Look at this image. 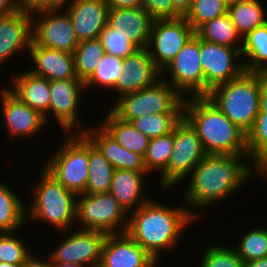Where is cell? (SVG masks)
<instances>
[{
    "mask_svg": "<svg viewBox=\"0 0 267 267\" xmlns=\"http://www.w3.org/2000/svg\"><path fill=\"white\" fill-rule=\"evenodd\" d=\"M189 177L182 202L198 222L200 211L224 203L253 176L248 155L207 154Z\"/></svg>",
    "mask_w": 267,
    "mask_h": 267,
    "instance_id": "obj_1",
    "label": "cell"
},
{
    "mask_svg": "<svg viewBox=\"0 0 267 267\" xmlns=\"http://www.w3.org/2000/svg\"><path fill=\"white\" fill-rule=\"evenodd\" d=\"M153 199L129 213L126 233L160 261L161 253L174 249L183 231L198 222L184 203L178 207Z\"/></svg>",
    "mask_w": 267,
    "mask_h": 267,
    "instance_id": "obj_2",
    "label": "cell"
},
{
    "mask_svg": "<svg viewBox=\"0 0 267 267\" xmlns=\"http://www.w3.org/2000/svg\"><path fill=\"white\" fill-rule=\"evenodd\" d=\"M183 117L196 131L206 154L247 155V135L207 96L184 98Z\"/></svg>",
    "mask_w": 267,
    "mask_h": 267,
    "instance_id": "obj_3",
    "label": "cell"
},
{
    "mask_svg": "<svg viewBox=\"0 0 267 267\" xmlns=\"http://www.w3.org/2000/svg\"><path fill=\"white\" fill-rule=\"evenodd\" d=\"M35 184L34 197L26 207L27 222L52 225L59 232L76 225L77 195L62 186L44 167ZM29 218V219H28ZM38 221V222H36ZM75 222V223H74Z\"/></svg>",
    "mask_w": 267,
    "mask_h": 267,
    "instance_id": "obj_4",
    "label": "cell"
},
{
    "mask_svg": "<svg viewBox=\"0 0 267 267\" xmlns=\"http://www.w3.org/2000/svg\"><path fill=\"white\" fill-rule=\"evenodd\" d=\"M207 97L247 135L260 111V75L245 71L238 78L214 87Z\"/></svg>",
    "mask_w": 267,
    "mask_h": 267,
    "instance_id": "obj_5",
    "label": "cell"
},
{
    "mask_svg": "<svg viewBox=\"0 0 267 267\" xmlns=\"http://www.w3.org/2000/svg\"><path fill=\"white\" fill-rule=\"evenodd\" d=\"M66 135L62 145H58L42 166L62 186L78 195L85 192L88 180L89 138L84 133Z\"/></svg>",
    "mask_w": 267,
    "mask_h": 267,
    "instance_id": "obj_6",
    "label": "cell"
},
{
    "mask_svg": "<svg viewBox=\"0 0 267 267\" xmlns=\"http://www.w3.org/2000/svg\"><path fill=\"white\" fill-rule=\"evenodd\" d=\"M184 97L164 78L140 91L119 97L110 110L120 119L131 122L148 114L183 113Z\"/></svg>",
    "mask_w": 267,
    "mask_h": 267,
    "instance_id": "obj_7",
    "label": "cell"
},
{
    "mask_svg": "<svg viewBox=\"0 0 267 267\" xmlns=\"http://www.w3.org/2000/svg\"><path fill=\"white\" fill-rule=\"evenodd\" d=\"M173 142L174 147L167 167L160 173L158 185L164 190H172V187L189 178L207 155L196 131L183 116L173 128Z\"/></svg>",
    "mask_w": 267,
    "mask_h": 267,
    "instance_id": "obj_8",
    "label": "cell"
},
{
    "mask_svg": "<svg viewBox=\"0 0 267 267\" xmlns=\"http://www.w3.org/2000/svg\"><path fill=\"white\" fill-rule=\"evenodd\" d=\"M129 214L109 193L78 194L76 197V222L78 229L98 230L106 234L125 233Z\"/></svg>",
    "mask_w": 267,
    "mask_h": 267,
    "instance_id": "obj_9",
    "label": "cell"
},
{
    "mask_svg": "<svg viewBox=\"0 0 267 267\" xmlns=\"http://www.w3.org/2000/svg\"><path fill=\"white\" fill-rule=\"evenodd\" d=\"M164 77H166L164 80L170 83L184 98L186 96L187 98L204 96V74L200 64V38L196 34L187 41L161 72V78Z\"/></svg>",
    "mask_w": 267,
    "mask_h": 267,
    "instance_id": "obj_10",
    "label": "cell"
},
{
    "mask_svg": "<svg viewBox=\"0 0 267 267\" xmlns=\"http://www.w3.org/2000/svg\"><path fill=\"white\" fill-rule=\"evenodd\" d=\"M241 48L227 47L200 39V64L204 74V96L216 86L245 72Z\"/></svg>",
    "mask_w": 267,
    "mask_h": 267,
    "instance_id": "obj_11",
    "label": "cell"
},
{
    "mask_svg": "<svg viewBox=\"0 0 267 267\" xmlns=\"http://www.w3.org/2000/svg\"><path fill=\"white\" fill-rule=\"evenodd\" d=\"M194 34L184 16L154 20L147 50L155 67L162 72Z\"/></svg>",
    "mask_w": 267,
    "mask_h": 267,
    "instance_id": "obj_12",
    "label": "cell"
},
{
    "mask_svg": "<svg viewBox=\"0 0 267 267\" xmlns=\"http://www.w3.org/2000/svg\"><path fill=\"white\" fill-rule=\"evenodd\" d=\"M85 90V84L80 79L50 81L49 121L54 116L64 133H83L88 127L81 122L83 119L78 114L80 96Z\"/></svg>",
    "mask_w": 267,
    "mask_h": 267,
    "instance_id": "obj_13",
    "label": "cell"
},
{
    "mask_svg": "<svg viewBox=\"0 0 267 267\" xmlns=\"http://www.w3.org/2000/svg\"><path fill=\"white\" fill-rule=\"evenodd\" d=\"M63 8L31 15L32 41L39 46L74 53L79 41L70 16Z\"/></svg>",
    "mask_w": 267,
    "mask_h": 267,
    "instance_id": "obj_14",
    "label": "cell"
},
{
    "mask_svg": "<svg viewBox=\"0 0 267 267\" xmlns=\"http://www.w3.org/2000/svg\"><path fill=\"white\" fill-rule=\"evenodd\" d=\"M77 230V231H76ZM75 232L61 231L64 238L49 253V259L57 263H76L82 266L100 263L102 248L107 234L98 230L76 229ZM68 232V233H66ZM68 234L67 237H65ZM65 239V240H64Z\"/></svg>",
    "mask_w": 267,
    "mask_h": 267,
    "instance_id": "obj_15",
    "label": "cell"
},
{
    "mask_svg": "<svg viewBox=\"0 0 267 267\" xmlns=\"http://www.w3.org/2000/svg\"><path fill=\"white\" fill-rule=\"evenodd\" d=\"M161 78V72L155 67L147 48L136 50L123 59L122 74L112 89L117 98L140 91L153 85Z\"/></svg>",
    "mask_w": 267,
    "mask_h": 267,
    "instance_id": "obj_16",
    "label": "cell"
},
{
    "mask_svg": "<svg viewBox=\"0 0 267 267\" xmlns=\"http://www.w3.org/2000/svg\"><path fill=\"white\" fill-rule=\"evenodd\" d=\"M1 114L4 117V123L7 132L13 138H29L39 133L46 127L47 122L44 116L37 110L32 109L27 104L21 102L13 95L7 87L0 90Z\"/></svg>",
    "mask_w": 267,
    "mask_h": 267,
    "instance_id": "obj_17",
    "label": "cell"
},
{
    "mask_svg": "<svg viewBox=\"0 0 267 267\" xmlns=\"http://www.w3.org/2000/svg\"><path fill=\"white\" fill-rule=\"evenodd\" d=\"M32 42V18L21 10L0 16V72L10 57L29 54ZM22 51V52H21Z\"/></svg>",
    "mask_w": 267,
    "mask_h": 267,
    "instance_id": "obj_18",
    "label": "cell"
},
{
    "mask_svg": "<svg viewBox=\"0 0 267 267\" xmlns=\"http://www.w3.org/2000/svg\"><path fill=\"white\" fill-rule=\"evenodd\" d=\"M64 8L79 42L99 38L107 24L109 9L103 0H69L64 2Z\"/></svg>",
    "mask_w": 267,
    "mask_h": 267,
    "instance_id": "obj_19",
    "label": "cell"
},
{
    "mask_svg": "<svg viewBox=\"0 0 267 267\" xmlns=\"http://www.w3.org/2000/svg\"><path fill=\"white\" fill-rule=\"evenodd\" d=\"M156 260L126 232L107 234L101 254L102 267H149Z\"/></svg>",
    "mask_w": 267,
    "mask_h": 267,
    "instance_id": "obj_20",
    "label": "cell"
},
{
    "mask_svg": "<svg viewBox=\"0 0 267 267\" xmlns=\"http://www.w3.org/2000/svg\"><path fill=\"white\" fill-rule=\"evenodd\" d=\"M154 19L142 7L109 8L107 24L116 33L129 37L138 48H147Z\"/></svg>",
    "mask_w": 267,
    "mask_h": 267,
    "instance_id": "obj_21",
    "label": "cell"
},
{
    "mask_svg": "<svg viewBox=\"0 0 267 267\" xmlns=\"http://www.w3.org/2000/svg\"><path fill=\"white\" fill-rule=\"evenodd\" d=\"M27 55L34 63L28 70L35 75L42 76L49 81L79 79L75 72L73 53L39 46L32 41Z\"/></svg>",
    "mask_w": 267,
    "mask_h": 267,
    "instance_id": "obj_22",
    "label": "cell"
},
{
    "mask_svg": "<svg viewBox=\"0 0 267 267\" xmlns=\"http://www.w3.org/2000/svg\"><path fill=\"white\" fill-rule=\"evenodd\" d=\"M96 126H91L92 128L87 127L83 133L104 155L115 170L122 169L150 174L146 169L144 156L123 148L100 124Z\"/></svg>",
    "mask_w": 267,
    "mask_h": 267,
    "instance_id": "obj_23",
    "label": "cell"
},
{
    "mask_svg": "<svg viewBox=\"0 0 267 267\" xmlns=\"http://www.w3.org/2000/svg\"><path fill=\"white\" fill-rule=\"evenodd\" d=\"M11 78L12 88L8 86L7 89L21 102L39 111L44 116L45 121L48 122L50 81L33 74L29 70L14 74Z\"/></svg>",
    "mask_w": 267,
    "mask_h": 267,
    "instance_id": "obj_24",
    "label": "cell"
},
{
    "mask_svg": "<svg viewBox=\"0 0 267 267\" xmlns=\"http://www.w3.org/2000/svg\"><path fill=\"white\" fill-rule=\"evenodd\" d=\"M147 175L129 170H114L108 192L128 214L132 210H137L152 198L146 194L144 195L145 178H147Z\"/></svg>",
    "mask_w": 267,
    "mask_h": 267,
    "instance_id": "obj_25",
    "label": "cell"
},
{
    "mask_svg": "<svg viewBox=\"0 0 267 267\" xmlns=\"http://www.w3.org/2000/svg\"><path fill=\"white\" fill-rule=\"evenodd\" d=\"M107 111L99 124L123 148L145 156L150 138L136 129L131 122L118 118L111 110Z\"/></svg>",
    "mask_w": 267,
    "mask_h": 267,
    "instance_id": "obj_26",
    "label": "cell"
},
{
    "mask_svg": "<svg viewBox=\"0 0 267 267\" xmlns=\"http://www.w3.org/2000/svg\"><path fill=\"white\" fill-rule=\"evenodd\" d=\"M0 179V232L18 231L27 223L26 207L20 195Z\"/></svg>",
    "mask_w": 267,
    "mask_h": 267,
    "instance_id": "obj_27",
    "label": "cell"
},
{
    "mask_svg": "<svg viewBox=\"0 0 267 267\" xmlns=\"http://www.w3.org/2000/svg\"><path fill=\"white\" fill-rule=\"evenodd\" d=\"M263 6L260 0H240L228 5L227 14L241 37L267 22Z\"/></svg>",
    "mask_w": 267,
    "mask_h": 267,
    "instance_id": "obj_28",
    "label": "cell"
},
{
    "mask_svg": "<svg viewBox=\"0 0 267 267\" xmlns=\"http://www.w3.org/2000/svg\"><path fill=\"white\" fill-rule=\"evenodd\" d=\"M242 39L241 56L245 71L259 73L267 65V22Z\"/></svg>",
    "mask_w": 267,
    "mask_h": 267,
    "instance_id": "obj_29",
    "label": "cell"
},
{
    "mask_svg": "<svg viewBox=\"0 0 267 267\" xmlns=\"http://www.w3.org/2000/svg\"><path fill=\"white\" fill-rule=\"evenodd\" d=\"M114 170L109 161L89 140V173L84 193L99 194L108 192Z\"/></svg>",
    "mask_w": 267,
    "mask_h": 267,
    "instance_id": "obj_30",
    "label": "cell"
},
{
    "mask_svg": "<svg viewBox=\"0 0 267 267\" xmlns=\"http://www.w3.org/2000/svg\"><path fill=\"white\" fill-rule=\"evenodd\" d=\"M195 34L203 41L227 47L241 48V35L237 32L228 14L214 18L203 24ZM238 42V45H237Z\"/></svg>",
    "mask_w": 267,
    "mask_h": 267,
    "instance_id": "obj_31",
    "label": "cell"
},
{
    "mask_svg": "<svg viewBox=\"0 0 267 267\" xmlns=\"http://www.w3.org/2000/svg\"><path fill=\"white\" fill-rule=\"evenodd\" d=\"M73 55L76 75L85 82L101 62L105 50L99 39H91L79 42Z\"/></svg>",
    "mask_w": 267,
    "mask_h": 267,
    "instance_id": "obj_32",
    "label": "cell"
},
{
    "mask_svg": "<svg viewBox=\"0 0 267 267\" xmlns=\"http://www.w3.org/2000/svg\"><path fill=\"white\" fill-rule=\"evenodd\" d=\"M182 116L183 113L148 114L133 119L131 123L141 133L152 139L171 133Z\"/></svg>",
    "mask_w": 267,
    "mask_h": 267,
    "instance_id": "obj_33",
    "label": "cell"
},
{
    "mask_svg": "<svg viewBox=\"0 0 267 267\" xmlns=\"http://www.w3.org/2000/svg\"><path fill=\"white\" fill-rule=\"evenodd\" d=\"M122 64V58L105 54L93 74L84 82L86 91L93 87L95 89L97 85L112 90L122 74Z\"/></svg>",
    "mask_w": 267,
    "mask_h": 267,
    "instance_id": "obj_34",
    "label": "cell"
},
{
    "mask_svg": "<svg viewBox=\"0 0 267 267\" xmlns=\"http://www.w3.org/2000/svg\"><path fill=\"white\" fill-rule=\"evenodd\" d=\"M173 147V130L167 135L150 139L144 156V163L150 174L156 171L160 174L167 167Z\"/></svg>",
    "mask_w": 267,
    "mask_h": 267,
    "instance_id": "obj_35",
    "label": "cell"
},
{
    "mask_svg": "<svg viewBox=\"0 0 267 267\" xmlns=\"http://www.w3.org/2000/svg\"><path fill=\"white\" fill-rule=\"evenodd\" d=\"M228 5L224 0H193L184 18L196 32L203 24L227 14Z\"/></svg>",
    "mask_w": 267,
    "mask_h": 267,
    "instance_id": "obj_36",
    "label": "cell"
},
{
    "mask_svg": "<svg viewBox=\"0 0 267 267\" xmlns=\"http://www.w3.org/2000/svg\"><path fill=\"white\" fill-rule=\"evenodd\" d=\"M243 234L234 248L243 262L267 257V228L257 226Z\"/></svg>",
    "mask_w": 267,
    "mask_h": 267,
    "instance_id": "obj_37",
    "label": "cell"
},
{
    "mask_svg": "<svg viewBox=\"0 0 267 267\" xmlns=\"http://www.w3.org/2000/svg\"><path fill=\"white\" fill-rule=\"evenodd\" d=\"M15 233L17 231L0 232V262L22 265L32 253Z\"/></svg>",
    "mask_w": 267,
    "mask_h": 267,
    "instance_id": "obj_38",
    "label": "cell"
},
{
    "mask_svg": "<svg viewBox=\"0 0 267 267\" xmlns=\"http://www.w3.org/2000/svg\"><path fill=\"white\" fill-rule=\"evenodd\" d=\"M226 245H208L202 255L199 267H243V260L234 248Z\"/></svg>",
    "mask_w": 267,
    "mask_h": 267,
    "instance_id": "obj_39",
    "label": "cell"
},
{
    "mask_svg": "<svg viewBox=\"0 0 267 267\" xmlns=\"http://www.w3.org/2000/svg\"><path fill=\"white\" fill-rule=\"evenodd\" d=\"M105 50V54L125 59L133 54L138 48L129 40V37L116 33L106 24L98 38Z\"/></svg>",
    "mask_w": 267,
    "mask_h": 267,
    "instance_id": "obj_40",
    "label": "cell"
},
{
    "mask_svg": "<svg viewBox=\"0 0 267 267\" xmlns=\"http://www.w3.org/2000/svg\"><path fill=\"white\" fill-rule=\"evenodd\" d=\"M264 152H267V114H258L247 134V155L251 164Z\"/></svg>",
    "mask_w": 267,
    "mask_h": 267,
    "instance_id": "obj_41",
    "label": "cell"
},
{
    "mask_svg": "<svg viewBox=\"0 0 267 267\" xmlns=\"http://www.w3.org/2000/svg\"><path fill=\"white\" fill-rule=\"evenodd\" d=\"M142 7L154 20L181 17L174 9L172 0H142Z\"/></svg>",
    "mask_w": 267,
    "mask_h": 267,
    "instance_id": "obj_42",
    "label": "cell"
},
{
    "mask_svg": "<svg viewBox=\"0 0 267 267\" xmlns=\"http://www.w3.org/2000/svg\"><path fill=\"white\" fill-rule=\"evenodd\" d=\"M17 2L18 10L29 15L44 11L58 10L64 6L62 0H17Z\"/></svg>",
    "mask_w": 267,
    "mask_h": 267,
    "instance_id": "obj_43",
    "label": "cell"
},
{
    "mask_svg": "<svg viewBox=\"0 0 267 267\" xmlns=\"http://www.w3.org/2000/svg\"><path fill=\"white\" fill-rule=\"evenodd\" d=\"M252 175L267 179V152L262 153L252 164ZM255 173V174H254ZM257 173V174H256Z\"/></svg>",
    "mask_w": 267,
    "mask_h": 267,
    "instance_id": "obj_44",
    "label": "cell"
},
{
    "mask_svg": "<svg viewBox=\"0 0 267 267\" xmlns=\"http://www.w3.org/2000/svg\"><path fill=\"white\" fill-rule=\"evenodd\" d=\"M108 8L140 7L142 0H103Z\"/></svg>",
    "mask_w": 267,
    "mask_h": 267,
    "instance_id": "obj_45",
    "label": "cell"
},
{
    "mask_svg": "<svg viewBox=\"0 0 267 267\" xmlns=\"http://www.w3.org/2000/svg\"><path fill=\"white\" fill-rule=\"evenodd\" d=\"M267 114V78L260 76V111Z\"/></svg>",
    "mask_w": 267,
    "mask_h": 267,
    "instance_id": "obj_46",
    "label": "cell"
},
{
    "mask_svg": "<svg viewBox=\"0 0 267 267\" xmlns=\"http://www.w3.org/2000/svg\"><path fill=\"white\" fill-rule=\"evenodd\" d=\"M47 259H40L36 257L34 253L21 265V267H50V259L46 255Z\"/></svg>",
    "mask_w": 267,
    "mask_h": 267,
    "instance_id": "obj_47",
    "label": "cell"
},
{
    "mask_svg": "<svg viewBox=\"0 0 267 267\" xmlns=\"http://www.w3.org/2000/svg\"><path fill=\"white\" fill-rule=\"evenodd\" d=\"M18 10L17 0H0V16L13 13Z\"/></svg>",
    "mask_w": 267,
    "mask_h": 267,
    "instance_id": "obj_48",
    "label": "cell"
},
{
    "mask_svg": "<svg viewBox=\"0 0 267 267\" xmlns=\"http://www.w3.org/2000/svg\"><path fill=\"white\" fill-rule=\"evenodd\" d=\"M193 0H172V4L174 9L181 15L185 16V14L191 8Z\"/></svg>",
    "mask_w": 267,
    "mask_h": 267,
    "instance_id": "obj_49",
    "label": "cell"
},
{
    "mask_svg": "<svg viewBox=\"0 0 267 267\" xmlns=\"http://www.w3.org/2000/svg\"><path fill=\"white\" fill-rule=\"evenodd\" d=\"M243 267H267V257L244 262Z\"/></svg>",
    "mask_w": 267,
    "mask_h": 267,
    "instance_id": "obj_50",
    "label": "cell"
},
{
    "mask_svg": "<svg viewBox=\"0 0 267 267\" xmlns=\"http://www.w3.org/2000/svg\"><path fill=\"white\" fill-rule=\"evenodd\" d=\"M50 267H84L76 263H57L50 260Z\"/></svg>",
    "mask_w": 267,
    "mask_h": 267,
    "instance_id": "obj_51",
    "label": "cell"
},
{
    "mask_svg": "<svg viewBox=\"0 0 267 267\" xmlns=\"http://www.w3.org/2000/svg\"><path fill=\"white\" fill-rule=\"evenodd\" d=\"M0 267H21V265H13L5 262H0Z\"/></svg>",
    "mask_w": 267,
    "mask_h": 267,
    "instance_id": "obj_52",
    "label": "cell"
},
{
    "mask_svg": "<svg viewBox=\"0 0 267 267\" xmlns=\"http://www.w3.org/2000/svg\"><path fill=\"white\" fill-rule=\"evenodd\" d=\"M259 75L267 78V65L259 72Z\"/></svg>",
    "mask_w": 267,
    "mask_h": 267,
    "instance_id": "obj_53",
    "label": "cell"
},
{
    "mask_svg": "<svg viewBox=\"0 0 267 267\" xmlns=\"http://www.w3.org/2000/svg\"><path fill=\"white\" fill-rule=\"evenodd\" d=\"M224 1H225V3H226L227 5H230V4L236 3V2H238V1H240V0H224Z\"/></svg>",
    "mask_w": 267,
    "mask_h": 267,
    "instance_id": "obj_54",
    "label": "cell"
},
{
    "mask_svg": "<svg viewBox=\"0 0 267 267\" xmlns=\"http://www.w3.org/2000/svg\"><path fill=\"white\" fill-rule=\"evenodd\" d=\"M84 267H102V265L100 263H98L95 265H88V266H84Z\"/></svg>",
    "mask_w": 267,
    "mask_h": 267,
    "instance_id": "obj_55",
    "label": "cell"
},
{
    "mask_svg": "<svg viewBox=\"0 0 267 267\" xmlns=\"http://www.w3.org/2000/svg\"><path fill=\"white\" fill-rule=\"evenodd\" d=\"M159 262V260H156L152 265H150L149 267H158V265L157 264H159L158 263Z\"/></svg>",
    "mask_w": 267,
    "mask_h": 267,
    "instance_id": "obj_56",
    "label": "cell"
}]
</instances>
